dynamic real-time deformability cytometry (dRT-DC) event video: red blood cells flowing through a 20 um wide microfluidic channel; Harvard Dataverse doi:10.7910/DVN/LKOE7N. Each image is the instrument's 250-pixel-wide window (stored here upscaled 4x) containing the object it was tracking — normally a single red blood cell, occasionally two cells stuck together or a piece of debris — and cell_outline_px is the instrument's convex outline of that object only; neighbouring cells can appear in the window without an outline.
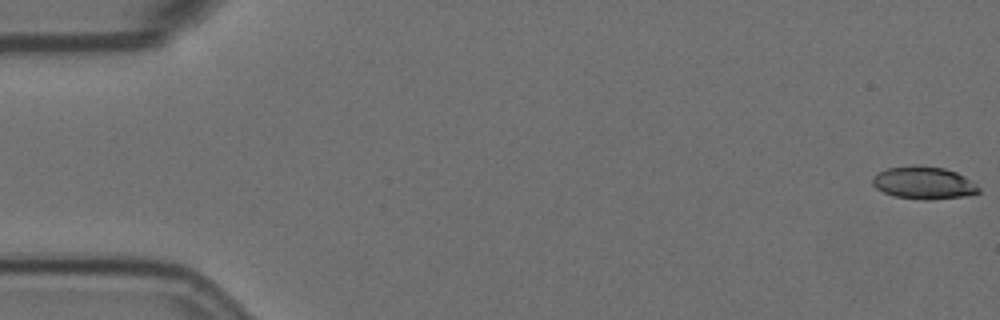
{"species": "Egyptian fruit bat (a non-hibernating species)", "species_latin": "Rousettus aegyptiacus", "temperature_condition": "room temperature", "stored_images_in_passage": 48, "camera_frame_rate_fps": 3000, "um_per_image_px": 0.085, "animal": {"sex": "female"}, "frame": {"image": 1, "passage_image": 1, "time_ms": 0.0, "image_size_px": [1000, 320], "cell_outline_px": [[980, 192], [964, 196], [924, 200], [896, 196], [884, 192], [876, 188], [872, 184], [872, 176], [888, 168], [944, 168], [956, 172], [964, 176], [980, 188]], "centroid_in_image_um": [78.52, 15.58], "position_along_channel_um": 6.5, "area_um2": 19.19}}
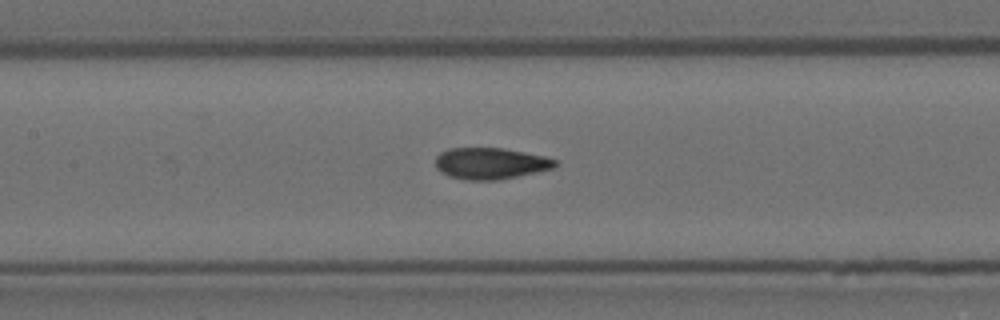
{"frame": {"image": 2, "passage_image": 27, "time_ms": 8.667, "image_size_px": [1000, 320], "cell_outline_px": [[556, 164], [552, 168], [536, 172], [500, 180], [464, 180], [448, 176], [440, 172], [436, 168], [436, 156], [440, 152], [448, 148], [504, 148], [544, 156], [556, 160]], "centroid_in_image_um": [41.64, 13.89], "position_along_channel_um": 165.8, "area_um2": 21.96}}
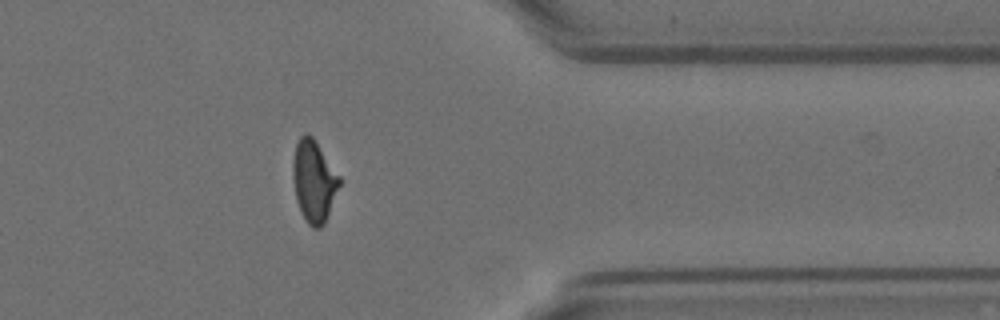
{"frame": {"image": 3, "passage_image": 47, "time_ms": 15.333, "image_size_px": [1000, 320], "cell_outline_px": [[340, 184], [324, 224], [320, 228], [312, 228], [308, 224], [300, 212], [296, 200], [292, 176], [292, 164], [296, 144], [300, 136], [304, 132], [308, 132], [312, 136], [340, 176]], "centroid_in_image_um": [26.65, 15.39], "position_along_channel_um": 384.7, "area_um2": 22.2}}